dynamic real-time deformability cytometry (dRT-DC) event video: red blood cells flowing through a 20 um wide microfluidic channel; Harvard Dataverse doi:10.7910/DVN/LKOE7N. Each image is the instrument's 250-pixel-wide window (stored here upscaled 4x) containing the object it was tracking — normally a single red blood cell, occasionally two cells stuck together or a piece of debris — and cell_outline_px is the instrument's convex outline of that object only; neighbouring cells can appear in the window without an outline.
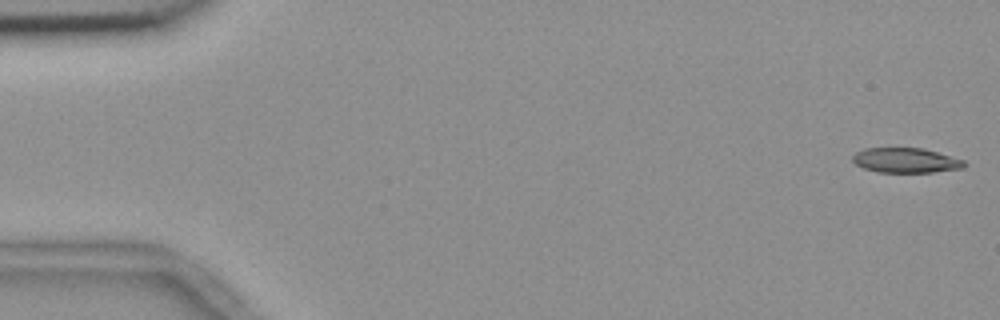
{"species": "common noctule bat (a hibernating species)", "species_latin": "Nyctalus noctula", "temperature_condition": "room temperature", "stored_images_in_passage": 55, "camera_frame_rate_fps": 3000, "um_per_image_px": 0.085, "animal": {"sex": "female", "body_mass_g": 18.4}, "frame": {"image": 1, "passage_image": 1, "time_ms": 0.0, "image_size_px": [1000, 320], "cell_outline_px": [[964, 168], [932, 172], [876, 172], [864, 168], [856, 164], [852, 160], [852, 156], [856, 152], [864, 148], [924, 148], [964, 160]], "centroid_in_image_um": [76.97, 13.63], "position_along_channel_um": 8.0, "area_um2": 16.13}}
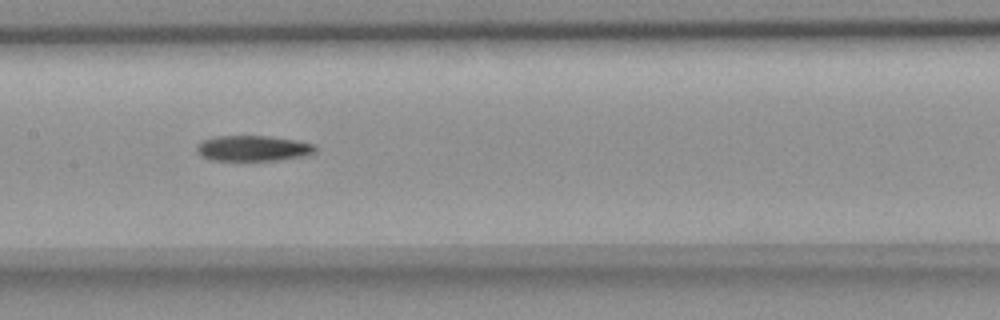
{"frame": {"image": 2, "passage_image": 27, "time_ms": 8.667, "image_size_px": [1000, 320], "cell_outline_px": [[316, 152], [300, 156], [276, 160], [212, 160], [200, 156], [196, 148], [204, 140], [216, 136], [268, 136], [296, 140], [312, 144], [316, 148]], "centroid_in_image_um": [21.49, 12.6], "position_along_channel_um": 185.9, "area_um2": 17.34}}
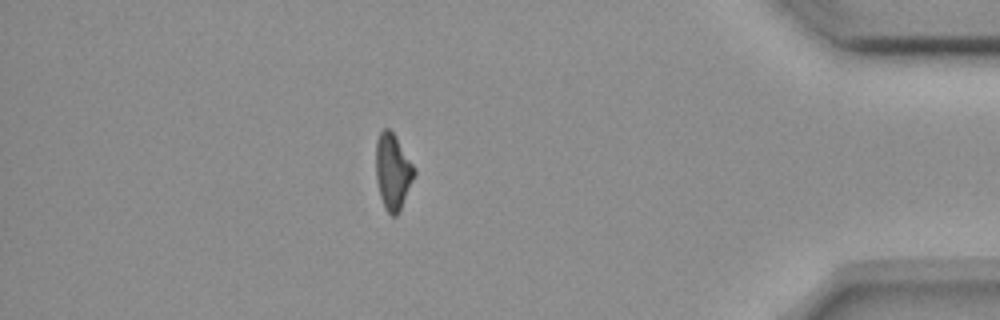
{"frame": {"image": 3, "passage_image": 48, "time_ms": 15.667, "image_size_px": [1000, 320], "cell_outline_px": [[416, 172], [400, 212], [396, 216], [392, 216], [384, 208], [380, 196], [376, 180], [376, 140], [380, 132], [384, 128], [388, 128], [392, 132], [412, 164]], "centroid_in_image_um": [33.37, 14.63], "position_along_channel_um": 401.8, "area_um2": 16.76}, "authors_computed_cell_mechanics": {"area_um2": 17.8602, "velocity_mm_per_s": 3.6825, "shape_relaxation_time_tau1_ms": 11.2428, "shape_relaxation_time_tau2_ms": null, "deformation_change_tau1": 0.2338, "deformation_change_tau2": null}}